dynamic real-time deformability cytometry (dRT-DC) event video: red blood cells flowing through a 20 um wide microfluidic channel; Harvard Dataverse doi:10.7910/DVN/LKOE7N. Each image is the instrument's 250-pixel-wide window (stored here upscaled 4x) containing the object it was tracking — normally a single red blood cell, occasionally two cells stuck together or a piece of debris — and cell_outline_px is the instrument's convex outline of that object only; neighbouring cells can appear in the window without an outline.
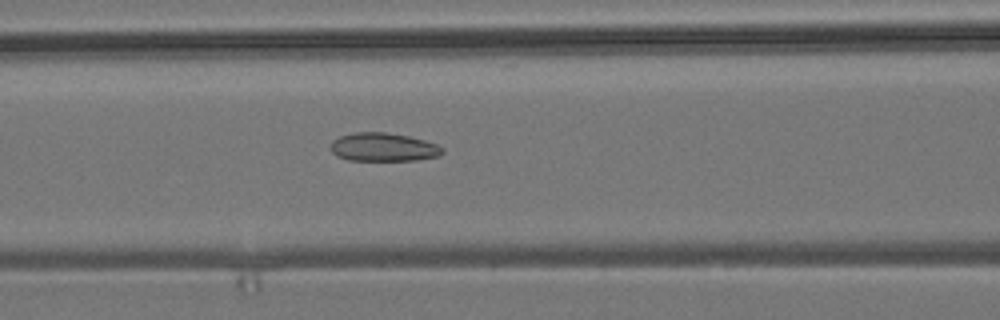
{"species": "common noctule bat (a hibernating species)", "species_latin": "Nyctalus noctula", "temperature_condition": "room temperature", "stored_images_in_passage": 50, "camera_frame_rate_fps": 3000, "um_per_image_px": 0.085, "animal": {"sex": "male", "body_mass_g": 19.2, "forearm_length_mm": 51.8}, "frame": {"image": 1, "passage_image": 22, "time_ms": 7.0, "image_size_px": [1000, 320], "cell_outline_px": [[444, 152], [440, 156], [416, 160], [348, 160], [336, 156], [332, 152], [332, 140], [340, 136], [356, 132], [384, 132], [408, 136], [424, 140], [436, 144], [444, 148]], "centroid_in_image_um": [32.6, 12.51], "position_along_channel_um": 134.0, "area_um2": 18.5}}
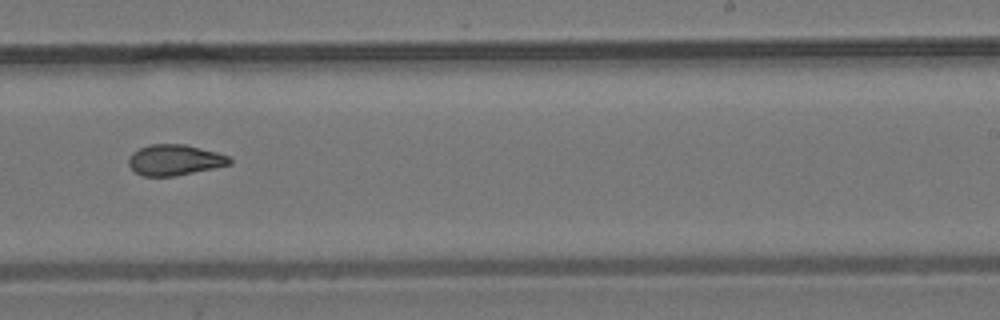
{"frame": {"image": 2, "passage_image": 33, "time_ms": 10.667, "image_size_px": [1000, 320], "cell_outline_px": [[232, 164], [176, 176], [144, 176], [136, 172], [128, 164], [128, 160], [132, 152], [148, 144], [184, 144], [216, 152], [228, 156], [232, 160]], "centroid_in_image_um": [14.84, 13.59], "position_along_channel_um": 274.2, "area_um2": 18.03}}
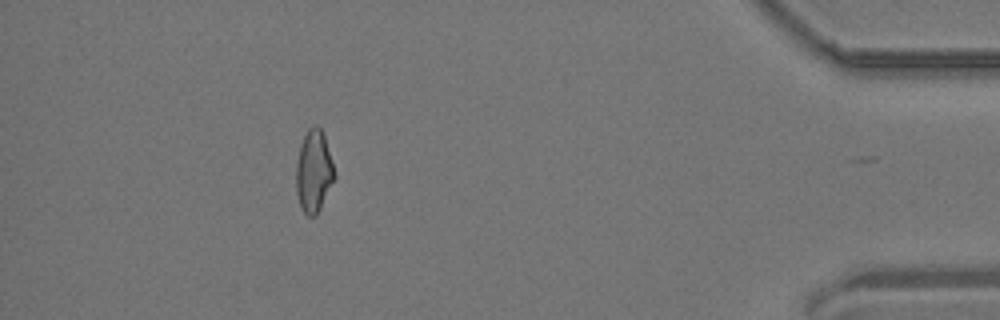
{"frame": {"image": 3, "passage_image": 48, "time_ms": 15.667, "image_size_px": [1000, 320], "cell_outline_px": [[336, 176], [316, 216], [308, 216], [300, 208], [296, 192], [296, 164], [300, 144], [308, 128], [312, 124], [316, 124], [324, 132]], "centroid_in_image_um": [26.66, 14.53], "position_along_channel_um": 408.5, "area_um2": 18.55}, "authors_computed_cell_mechanics": {"area_um2": 18.496, "velocity_mm_per_s": 3.8279, "shape_relaxation_time_tau1_ms": null, "shape_relaxation_time_tau2_ms": 1.7185, "deformation_change_tau1": null, "deformation_change_tau2": 0.0787}}